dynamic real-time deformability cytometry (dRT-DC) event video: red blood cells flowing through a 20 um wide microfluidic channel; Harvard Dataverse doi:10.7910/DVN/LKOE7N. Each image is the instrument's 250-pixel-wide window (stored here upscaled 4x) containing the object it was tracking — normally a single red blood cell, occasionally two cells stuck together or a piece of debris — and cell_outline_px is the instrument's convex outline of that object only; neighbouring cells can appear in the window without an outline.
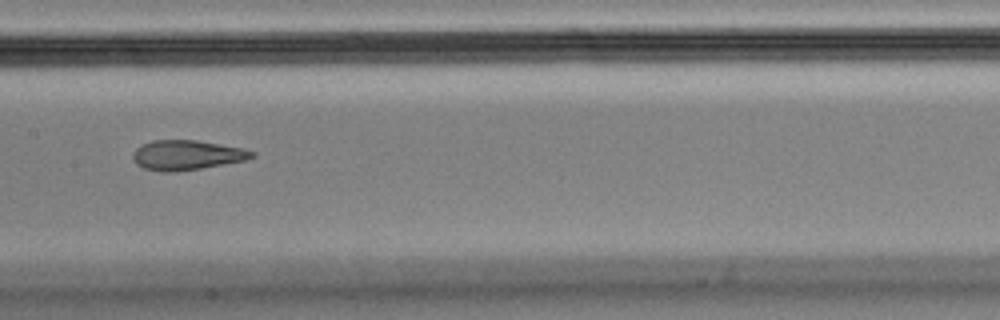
{"species": "Egyptian fruit bat (a non-hibernating species)", "species_latin": "Rousettus aegyptiacus", "temperature_condition": "cold", "stored_images_in_passage": 12, "camera_frame_rate_fps": 3000, "um_per_image_px": 0.085, "animal": {"sex": "male"}, "frame": {"image": 1, "passage_image": 4, "time_ms": 1.0, "image_size_px": [1000, 320], "cell_outline_px": [[256, 156], [244, 160], [200, 168], [172, 172], [160, 172], [144, 168], [136, 164], [132, 156], [132, 152], [140, 144], [152, 140], [196, 140], [244, 148], [256, 152]], "centroid_in_image_um": [15.84, 13.17], "position_along_channel_um": 191.6, "area_um2": 20.69}}
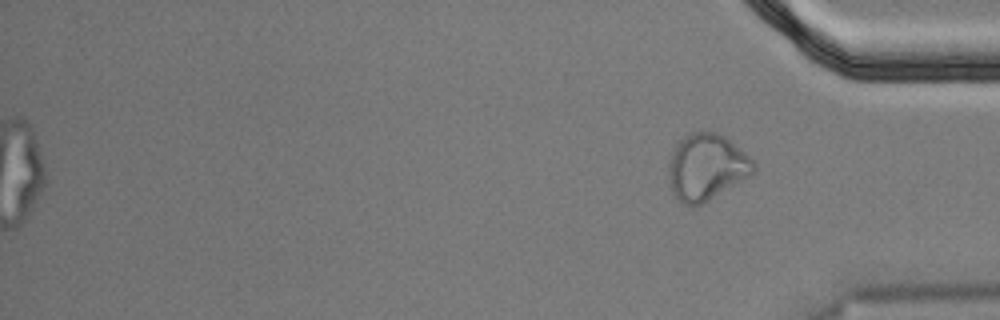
{"frame": {"image": 2, "passage_image": 12, "time_ms": 3.667, "image_size_px": [1000, 320], "cell_outline_px": [[756, 172], [708, 200], [692, 208], [684, 204], [672, 196], [668, 172], [668, 164], [672, 152], [676, 144], [684, 136], [692, 132], [716, 132], [724, 136], [744, 152], [756, 164]], "centroid_in_image_um": [60.02, 14.22], "position_along_channel_um": 375.2, "area_um2": 32.83}}